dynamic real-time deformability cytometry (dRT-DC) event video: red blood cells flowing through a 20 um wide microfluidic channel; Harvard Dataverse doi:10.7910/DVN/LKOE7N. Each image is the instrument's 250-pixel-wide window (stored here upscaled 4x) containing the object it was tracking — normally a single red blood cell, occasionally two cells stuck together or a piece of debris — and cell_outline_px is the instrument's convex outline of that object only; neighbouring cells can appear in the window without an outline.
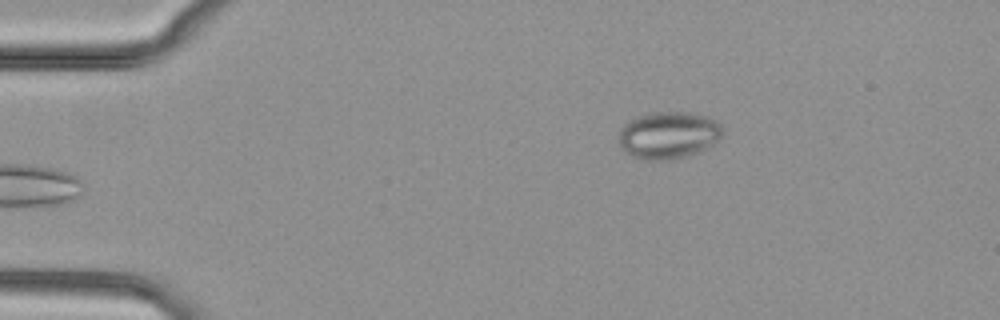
{"species": "common noctule bat (a hibernating species)", "species_latin": "Nyctalus noctula", "temperature_condition": "cold", "stored_images_in_passage": 4, "camera_frame_rate_fps": 3000, "um_per_image_px": 0.085, "animal": {"sex": "female", "body_mass_g": 29.2, "forearm_length_mm": 56.3}, "frame": {"image": 1, "passage_image": 4, "time_ms": 4.333, "image_size_px": [1000, 320], "cell_outline_px": [[724, 132], [712, 144], [688, 156], [672, 160], [640, 160], [624, 152], [616, 140], [620, 128], [628, 120], [636, 116], [652, 112], [688, 112], [708, 116], [716, 120], [720, 124]], "centroid_in_image_um": [56.75, 11.49], "position_along_channel_um": 28.3, "area_um2": 29.02}}